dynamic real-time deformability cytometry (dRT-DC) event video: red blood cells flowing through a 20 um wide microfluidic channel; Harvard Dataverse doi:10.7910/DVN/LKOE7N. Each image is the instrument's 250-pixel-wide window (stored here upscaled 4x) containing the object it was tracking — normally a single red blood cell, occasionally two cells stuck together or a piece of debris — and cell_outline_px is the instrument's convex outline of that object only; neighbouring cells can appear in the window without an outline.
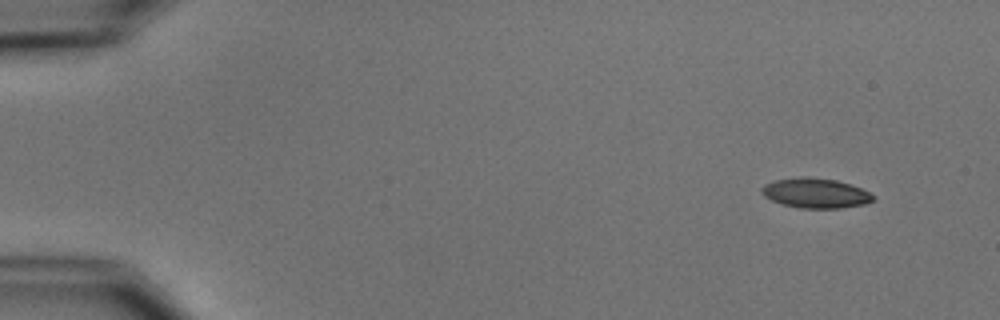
{"species": "common noctule bat (a hibernating species)", "species_latin": "Nyctalus noctula", "temperature_condition": "cold", "stored_images_in_passage": 5, "camera_frame_rate_fps": 3000, "um_per_image_px": 0.085, "animal": {"sex": "male", "body_mass_g": 15.6}, "frame": {"image": 1, "passage_image": 1, "time_ms": 0.0, "image_size_px": [1000, 320], "cell_outline_px": [[876, 200], [864, 204], [840, 208], [800, 208], [780, 204], [764, 196], [760, 192], [760, 188], [764, 184], [776, 180], [800, 176], [808, 176], [836, 180], [860, 188], [868, 192]], "centroid_in_image_um": [69.27, 16.41], "position_along_channel_um": 15.7, "area_um2": 19.42}}
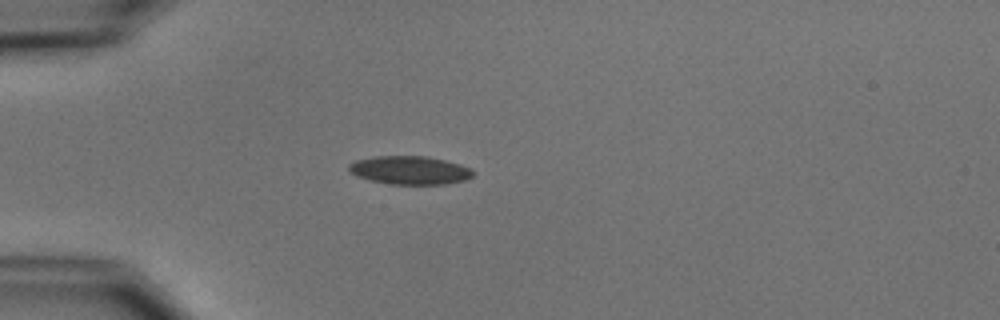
{"frame": {"image": 2, "passage_image": 4, "time_ms": 3.667, "image_size_px": [1000, 320], "cell_outline_px": [[472, 176], [464, 180], [448, 184], [392, 184], [372, 180], [356, 176], [348, 168], [348, 164], [356, 160], [376, 156], [428, 156], [460, 164], [472, 168]], "centroid_in_image_um": [34.85, 14.46], "position_along_channel_um": 50.2, "area_um2": 20.4}}